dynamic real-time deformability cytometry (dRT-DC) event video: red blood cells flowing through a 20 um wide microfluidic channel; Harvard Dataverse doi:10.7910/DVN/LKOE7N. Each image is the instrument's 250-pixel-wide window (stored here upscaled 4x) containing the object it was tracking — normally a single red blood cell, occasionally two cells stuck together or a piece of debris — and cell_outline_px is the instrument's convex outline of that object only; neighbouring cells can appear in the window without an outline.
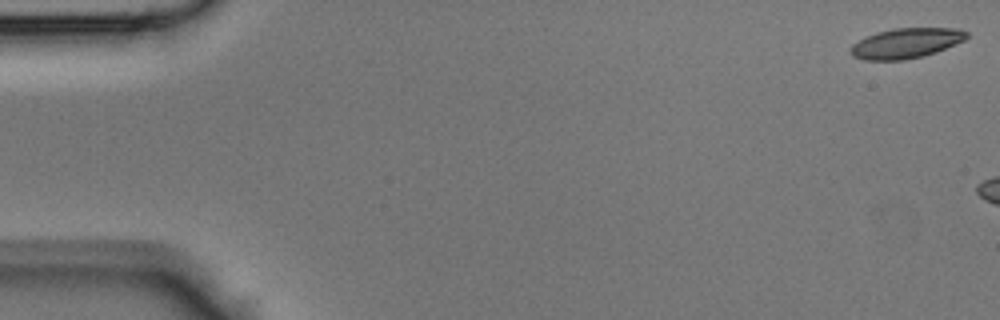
{"species": "Egyptian fruit bat (a non-hibernating species)", "species_latin": "Rousettus aegyptiacus", "temperature_condition": "room temperature", "stored_images_in_passage": 6, "camera_frame_rate_fps": 3000, "um_per_image_px": 0.085, "animal": {"sex": "male"}, "frame": {"image": 1, "passage_image": 1, "time_ms": 0.0, "image_size_px": [1000, 320], "cell_outline_px": [[968, 36], [964, 40], [936, 52], [924, 56], [904, 60], [864, 60], [852, 56], [852, 44], [876, 32], [896, 28], [960, 28], [968, 32]], "centroid_in_image_um": [77.04, 3.67], "position_along_channel_um": 8.0, "area_um2": 20.23}}